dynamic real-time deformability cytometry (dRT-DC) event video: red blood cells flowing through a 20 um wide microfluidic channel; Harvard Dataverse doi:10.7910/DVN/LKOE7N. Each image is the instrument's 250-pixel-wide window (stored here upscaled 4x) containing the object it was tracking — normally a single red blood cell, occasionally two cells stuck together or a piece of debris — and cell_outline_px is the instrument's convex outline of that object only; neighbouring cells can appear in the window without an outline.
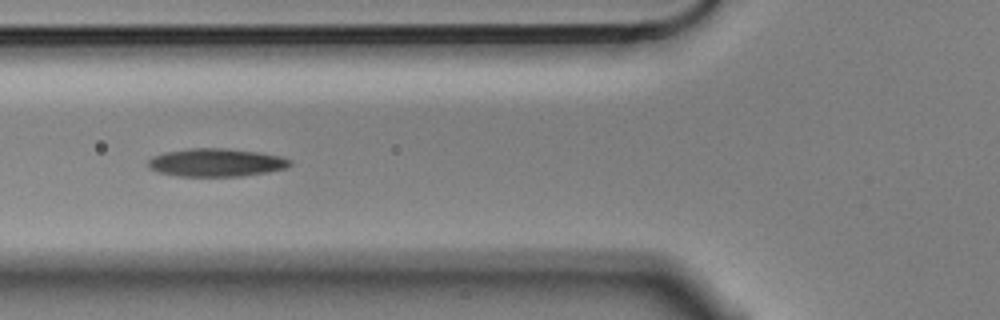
{"species": "Egyptian fruit bat (a non-hibernating species)", "species_latin": "Rousettus aegyptiacus", "temperature_condition": "cold", "stored_images_in_passage": 9, "camera_frame_rate_fps": 3000, "um_per_image_px": 0.085, "animal": {"sex": "male"}, "frame": {"image": 1, "passage_image": 6, "time_ms": 1.667, "image_size_px": [1000, 320], "cell_outline_px": [[292, 164], [284, 168], [268, 172], [240, 176], [176, 176], [160, 172], [148, 168], [148, 160], [152, 156], [164, 152], [188, 148], [224, 148], [256, 152], [280, 156], [292, 160]], "centroid_in_image_um": [18.34, 13.81], "position_along_channel_um": 107.5, "area_um2": 23.18}}